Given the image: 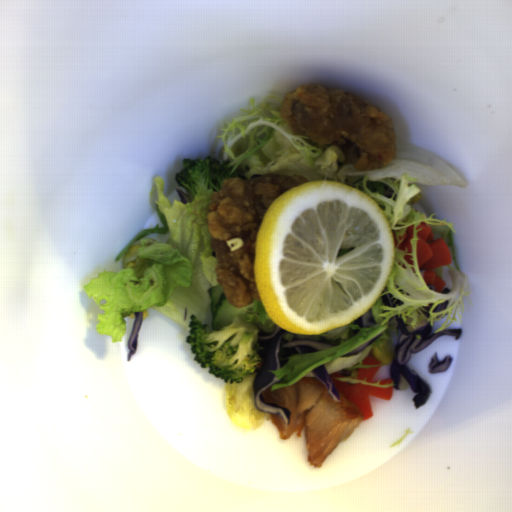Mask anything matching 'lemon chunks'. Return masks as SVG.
I'll return each mask as SVG.
<instances>
[{
	"mask_svg": "<svg viewBox=\"0 0 512 512\" xmlns=\"http://www.w3.org/2000/svg\"><path fill=\"white\" fill-rule=\"evenodd\" d=\"M393 268V235L381 206L337 181L290 188L259 226L260 300L292 334L325 333L359 318L376 305Z\"/></svg>",
	"mask_w": 512,
	"mask_h": 512,
	"instance_id": "lemon-chunks-1",
	"label": "lemon chunks"
}]
</instances>
